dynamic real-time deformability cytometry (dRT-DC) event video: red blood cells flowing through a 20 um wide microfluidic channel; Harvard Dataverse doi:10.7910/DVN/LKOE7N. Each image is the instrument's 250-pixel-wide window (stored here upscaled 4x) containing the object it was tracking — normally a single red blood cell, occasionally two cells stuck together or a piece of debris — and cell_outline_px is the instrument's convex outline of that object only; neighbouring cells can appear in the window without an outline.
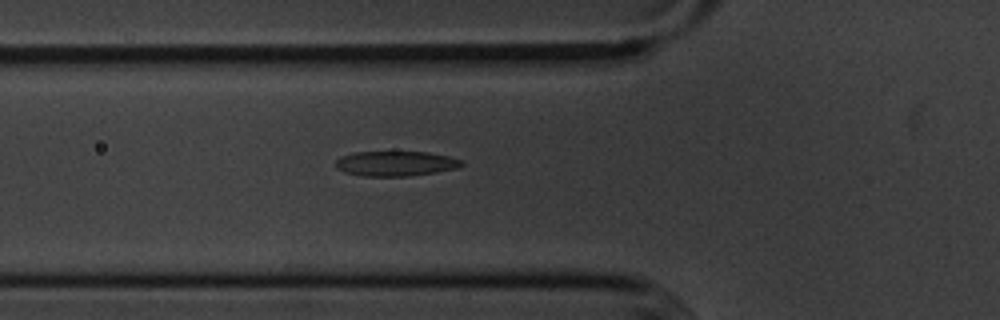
{"species": "common noctule bat (a hibernating species)", "species_latin": "Nyctalus noctula", "temperature_condition": "cold", "stored_images_in_passage": 56, "camera_frame_rate_fps": 3000, "um_per_image_px": 0.085, "animal": {"sex": "male", "body_mass_g": 20.1, "forearm_length_mm": 53.5}, "frame": {"image": 1, "passage_image": 20, "time_ms": 6.333, "image_size_px": [1000, 320], "cell_outline_px": [[464, 164], [456, 168], [436, 172], [408, 176], [364, 176], [344, 172], [336, 168], [336, 160], [340, 156], [352, 152], [428, 152], [448, 156], [464, 160]], "centroid_in_image_um": [33.62, 13.9], "position_along_channel_um": 92.2, "area_um2": 18.38}}
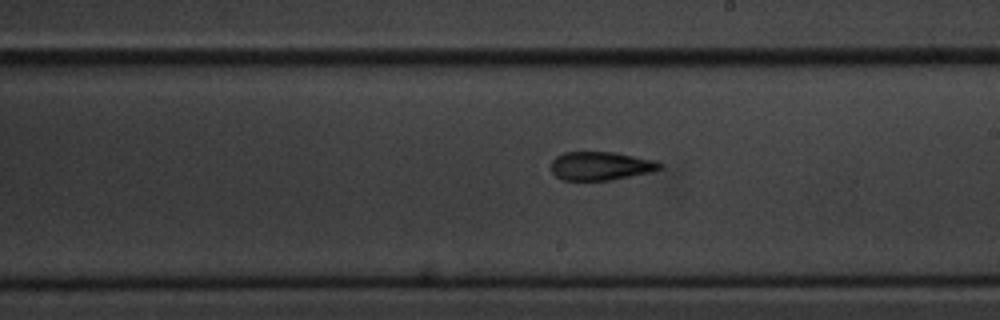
{"frame": {"image": 2, "passage_image": 32, "time_ms": 10.333, "image_size_px": [1000, 320], "cell_outline_px": [[664, 164], [660, 168], [652, 172], [612, 180], [564, 180], [556, 176], [552, 172], [552, 160], [556, 156], [564, 152], [612, 152], [656, 160]], "centroid_in_image_um": [51.08, 14.1], "position_along_channel_um": 237.9, "area_um2": 18.09}}
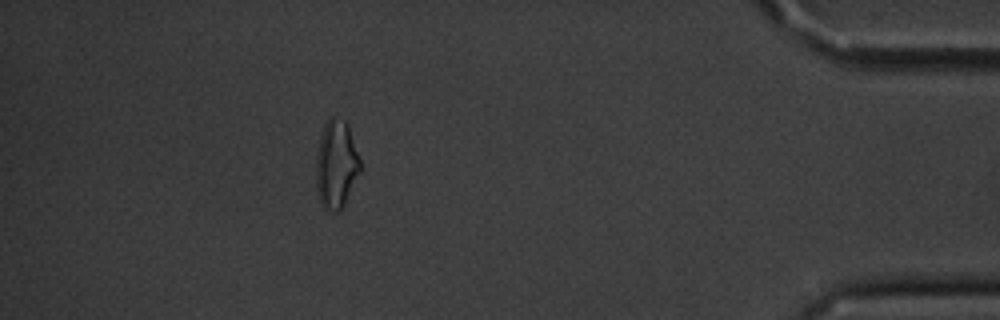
{"frame": {"image": 3, "passage_image": 50, "time_ms": 16.333, "image_size_px": [1000, 320], "cell_outline_px": [[360, 172], [340, 212], [336, 212], [324, 208], [320, 204], [316, 188], [316, 160], [320, 136], [328, 120], [332, 116], [344, 120], [348, 124], [360, 160]], "centroid_in_image_um": [28.57, 14.0], "position_along_channel_um": 406.6, "area_um2": 22.54}, "authors_computed_cell_mechanics": {"area_um2": 18.5249, "velocity_mm_per_s": 3.6274, "shape_relaxation_time_tau1_ms": null, "shape_relaxation_time_tau2_ms": 4.5451, "deformation_change_tau1": null, "deformation_change_tau2": 0.1414}}